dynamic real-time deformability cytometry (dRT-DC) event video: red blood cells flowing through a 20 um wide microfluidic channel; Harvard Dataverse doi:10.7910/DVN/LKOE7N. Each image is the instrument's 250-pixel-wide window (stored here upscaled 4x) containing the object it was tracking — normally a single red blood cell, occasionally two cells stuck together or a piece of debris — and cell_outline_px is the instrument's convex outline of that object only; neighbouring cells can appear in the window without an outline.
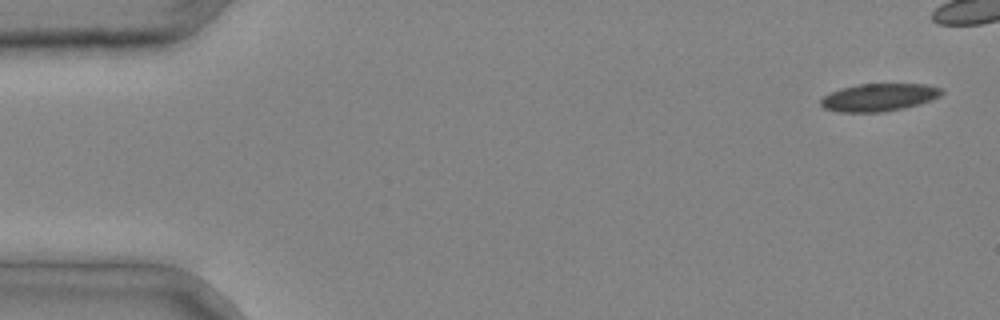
{"species": "common noctule bat (a hibernating species)", "species_latin": "Nyctalus noctula", "temperature_condition": "cold", "stored_images_in_passage": 5, "camera_frame_rate_fps": 3000, "um_per_image_px": 0.085, "animal": {"sex": "male", "body_mass_g": 20.4}, "frame": {"image": 1, "passage_image": 1, "time_ms": 0.0, "image_size_px": [1000, 320], "cell_outline_px": [[944, 92], [940, 96], [932, 100], [920, 104], [904, 108], [884, 112], [840, 112], [824, 108], [820, 104], [820, 100], [824, 96], [840, 88], [860, 84], [924, 84], [940, 88]], "centroid_in_image_um": [74.72, 8.28], "position_along_channel_um": 10.3, "area_um2": 19.48}}